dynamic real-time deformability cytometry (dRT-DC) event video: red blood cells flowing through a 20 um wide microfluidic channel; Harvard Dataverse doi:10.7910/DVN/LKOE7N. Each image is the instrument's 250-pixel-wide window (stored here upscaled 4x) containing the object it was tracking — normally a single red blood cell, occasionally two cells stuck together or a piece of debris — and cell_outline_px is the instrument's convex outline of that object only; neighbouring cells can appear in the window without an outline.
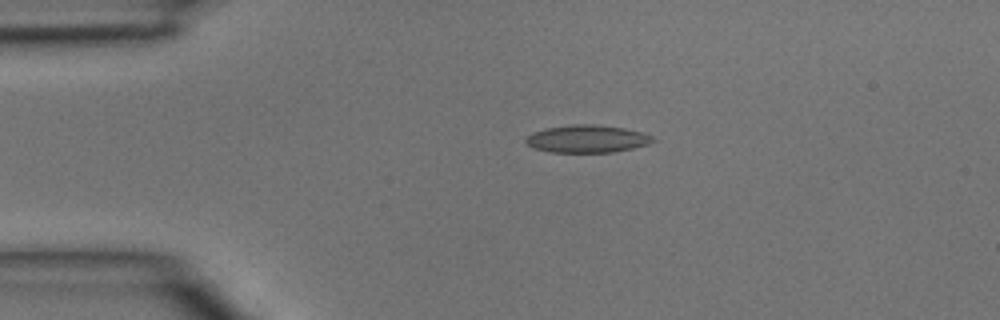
{"species": "common noctule bat (a hibernating species)", "species_latin": "Nyctalus noctula", "temperature_condition": "room temperature", "stored_images_in_passage": 4, "camera_frame_rate_fps": 3000, "um_per_image_px": 0.085, "animal": {"sex": "male", "body_mass_g": 15.6}, "frame": {"image": 1, "passage_image": 3, "time_ms": 0.667, "image_size_px": [1000, 320], "cell_outline_px": [[656, 140], [648, 144], [632, 148], [612, 152], [552, 152], [536, 148], [528, 144], [524, 140], [532, 132], [544, 128], [572, 124], [600, 124], [624, 128], [644, 132], [652, 136]], "centroid_in_image_um": [49.93, 11.78], "position_along_channel_um": 35.1, "area_um2": 20.46}}